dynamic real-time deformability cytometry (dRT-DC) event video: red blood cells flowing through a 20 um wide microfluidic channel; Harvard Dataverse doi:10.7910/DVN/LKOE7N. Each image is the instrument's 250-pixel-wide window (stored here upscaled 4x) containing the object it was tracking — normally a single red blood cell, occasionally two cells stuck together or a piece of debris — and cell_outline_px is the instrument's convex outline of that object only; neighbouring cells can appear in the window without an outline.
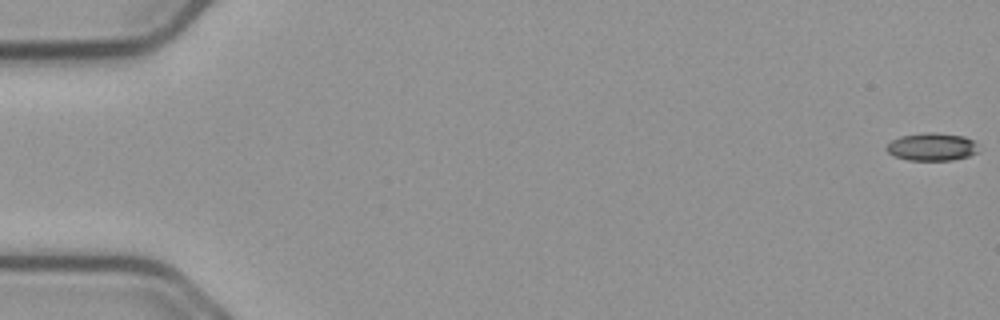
{"species": "common noctule bat (a hibernating species)", "species_latin": "Nyctalus noctula", "temperature_condition": "cold", "stored_images_in_passage": 35, "camera_frame_rate_fps": 3000, "um_per_image_px": 0.085, "animal": {"sex": "male", "body_mass_g": 23.1, "forearm_length_mm": 52.7}, "frame": {"image": 1, "passage_image": 1, "time_ms": 0.0, "image_size_px": [1000, 320], "cell_outline_px": [[980, 152], [968, 156], [952, 160], [908, 160], [896, 156], [888, 152], [884, 148], [892, 140], [900, 136], [924, 132], [932, 132], [964, 136], [972, 140], [976, 144]], "centroid_in_image_um": [79.22, 12.47], "position_along_channel_um": 5.8, "area_um2": 14.91}}